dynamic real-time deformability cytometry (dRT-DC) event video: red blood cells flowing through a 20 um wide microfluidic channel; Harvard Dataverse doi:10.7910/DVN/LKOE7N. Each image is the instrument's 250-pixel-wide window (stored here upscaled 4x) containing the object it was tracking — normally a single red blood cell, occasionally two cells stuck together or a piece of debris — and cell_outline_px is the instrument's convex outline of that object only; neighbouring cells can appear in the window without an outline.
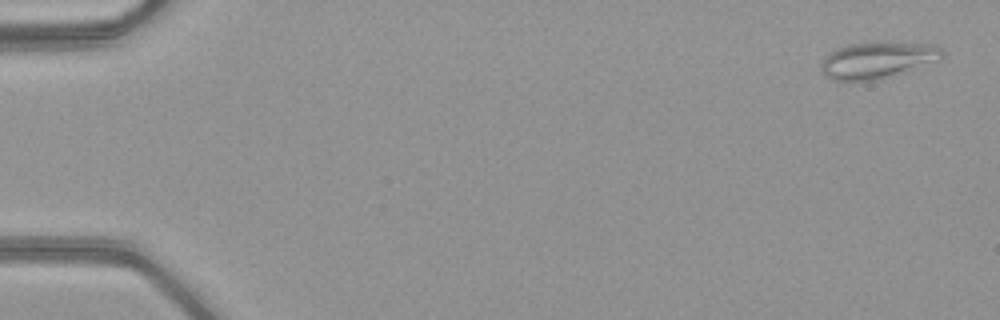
{"species": "common noctule bat (a hibernating species)", "species_latin": "Nyctalus noctula", "temperature_condition": "warm", "stored_images_in_passage": 51, "camera_frame_rate_fps": 3000, "um_per_image_px": 0.085, "animal": {"sex": "female", "body_mass_g": 21.9}, "frame": {"image": 1, "passage_image": 2, "time_ms": 0.333, "image_size_px": [1000, 320], "cell_outline_px": [[944, 56], [936, 60], [876, 80], [832, 80], [824, 76], [820, 68], [824, 56], [836, 48], [848, 44], [888, 40], [932, 44], [940, 48], [944, 52]], "centroid_in_image_um": [74.53, 5.06], "position_along_channel_um": 10.5, "area_um2": 25.84}}
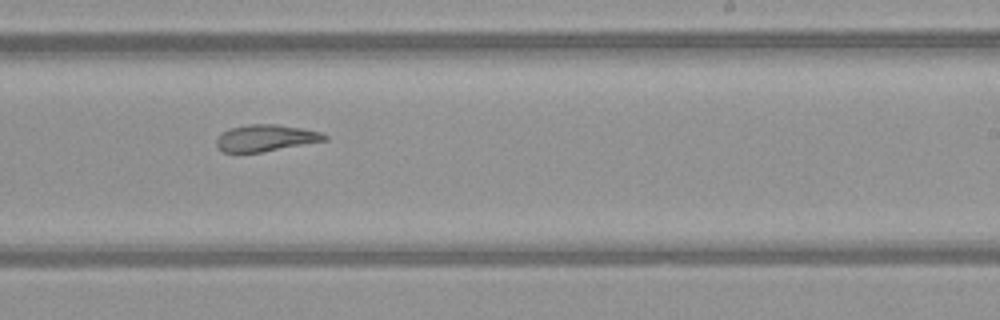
{"frame": {"image": 2, "passage_image": 32, "time_ms": 10.333, "image_size_px": [1000, 320], "cell_outline_px": [[328, 140], [260, 152], [224, 152], [216, 144], [216, 140], [228, 128], [248, 124], [276, 124], [300, 128], [320, 132], [328, 136]], "centroid_in_image_um": [22.6, 11.72], "position_along_channel_um": 266.4, "area_um2": 16.53}}
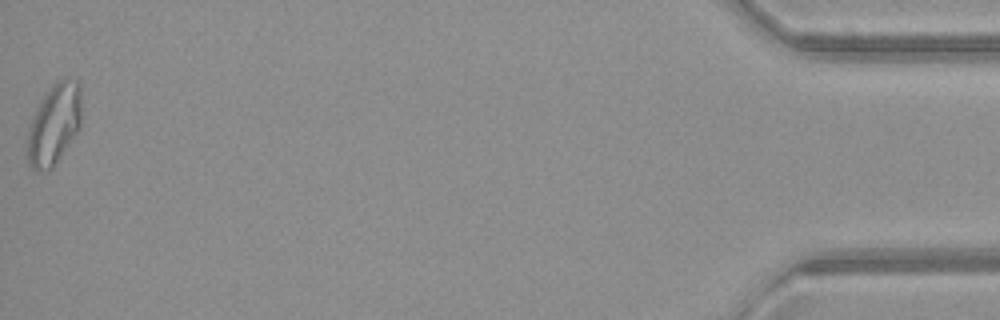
{"frame": {"image": 3, "passage_image": 51, "time_ms": 16.667, "image_size_px": [1000, 320], "cell_outline_px": [[80, 128], [52, 168], [40, 172], [36, 172], [28, 164], [28, 124], [40, 100], [48, 88], [56, 80], [64, 76], [68, 76], [80, 80]], "centroid_in_image_um": [4.6, 10.49], "position_along_channel_um": 430.6, "area_um2": 25.89}, "authors_computed_cell_mechanics": {"area_um2": 21.3282, "velocity_mm_per_s": 4.0985, "shape_relaxation_time_tau1_ms": null, "shape_relaxation_time_tau2_ms": 2.0355, "deformation_change_tau1": null, "deformation_change_tau2": 0.0988}}